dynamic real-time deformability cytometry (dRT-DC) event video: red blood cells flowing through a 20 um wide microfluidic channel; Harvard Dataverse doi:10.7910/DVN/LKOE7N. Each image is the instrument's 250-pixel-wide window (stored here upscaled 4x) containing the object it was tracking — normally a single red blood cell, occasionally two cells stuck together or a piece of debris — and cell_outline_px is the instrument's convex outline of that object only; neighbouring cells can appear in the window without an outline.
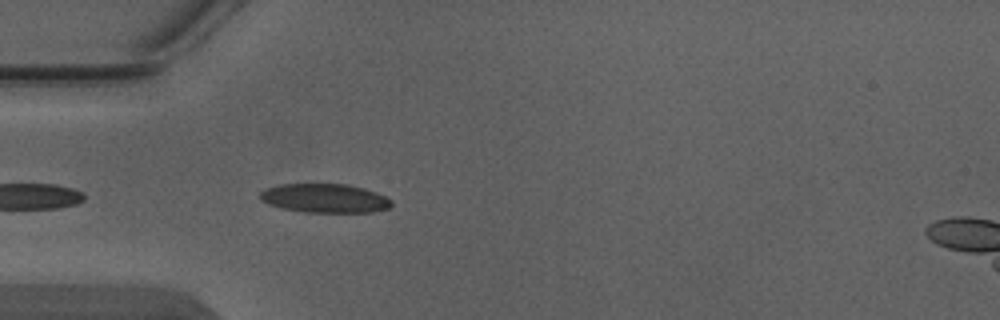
{"species": "Egyptian fruit bat (a non-hibernating species)", "species_latin": "Rousettus aegyptiacus", "temperature_condition": "warm", "stored_images_in_passage": 4, "camera_frame_rate_fps": 3000, "um_per_image_px": 0.085, "animal": {"sex": "male"}, "frame": {"image": 1, "passage_image": 4, "time_ms": 1.0, "image_size_px": [1000, 320], "cell_outline_px": [[392, 204], [388, 208], [372, 212], [304, 212], [280, 208], [268, 204], [260, 200], [260, 192], [264, 188], [280, 184], [348, 184], [364, 188], [376, 192], [392, 200]], "centroid_in_image_um": [27.57, 16.85], "position_along_channel_um": 57.4, "area_um2": 22.31}}